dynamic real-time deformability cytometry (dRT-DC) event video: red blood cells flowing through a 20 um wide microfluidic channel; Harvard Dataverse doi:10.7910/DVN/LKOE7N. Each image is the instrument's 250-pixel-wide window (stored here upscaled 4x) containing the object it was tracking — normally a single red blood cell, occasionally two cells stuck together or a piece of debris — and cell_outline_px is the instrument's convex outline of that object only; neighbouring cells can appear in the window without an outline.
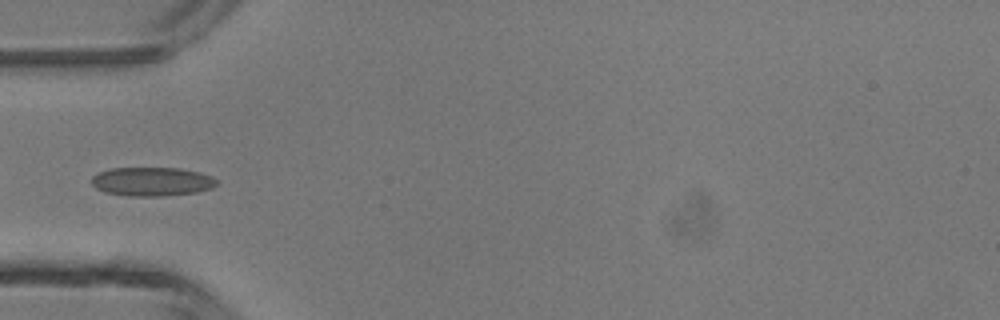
{"species": "common noctule bat (a hibernating species)", "species_latin": "Nyctalus noctula", "temperature_condition": "room temperature", "stored_images_in_passage": 33, "camera_frame_rate_fps": 3000, "um_per_image_px": 0.085, "animal": {"sex": "male", "body_mass_g": 13.3}, "frame": {"image": 1, "passage_image": 1, "time_ms": 0.0, "image_size_px": [1000, 320], "cell_outline_px": [[220, 184], [212, 188], [196, 192], [160, 196], [128, 196], [104, 192], [96, 188], [92, 184], [92, 176], [100, 172], [112, 168], [180, 168], [200, 172], [212, 176], [220, 180]], "centroid_in_image_um": [12.97, 15.43], "position_along_channel_um": 72.0, "area_um2": 21.21}}
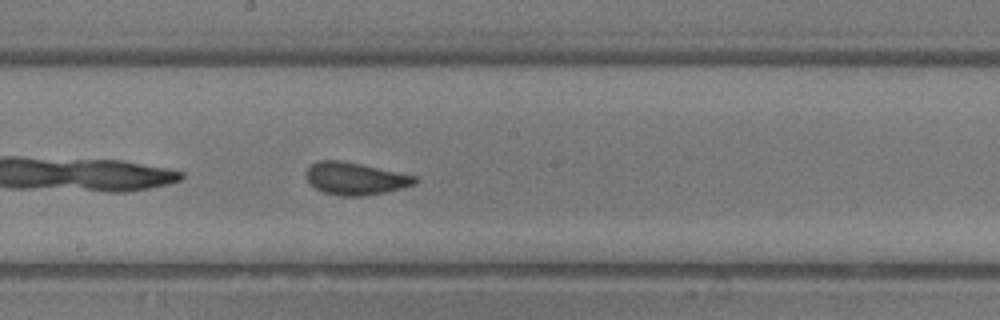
{"frame": {"image": 2, "passage_image": 11, "time_ms": 3.333, "image_size_px": [1000, 320], "cell_outline_px": [[420, 180], [416, 184], [384, 192], [364, 196], [340, 196], [324, 192], [316, 188], [304, 176], [308, 168], [316, 160], [340, 160], [360, 164], [416, 176]], "centroid_in_image_um": [30.19, 15.18], "position_along_channel_um": 218.0, "area_um2": 20.4}}
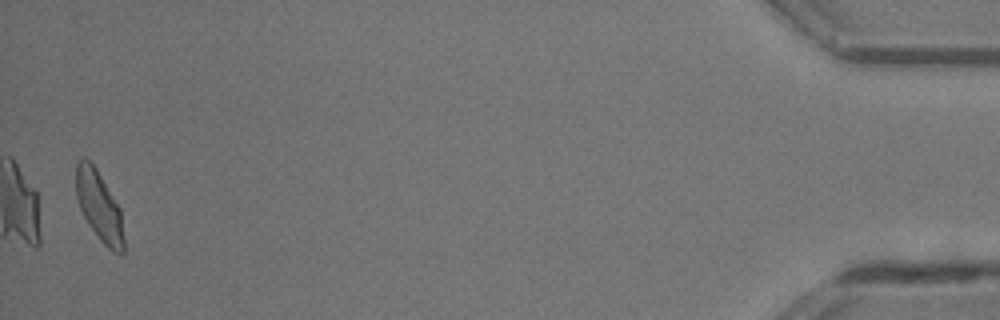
{"frame": {"image": 3, "passage_image": 32, "time_ms": 10.333, "image_size_px": [1000, 320], "cell_outline_px": [[124, 252], [120, 256], [112, 252], [100, 240], [88, 224], [80, 208], [76, 196], [76, 164], [84, 156], [96, 168], [120, 208], [124, 240]], "centroid_in_image_um": [8.44, 17.57], "position_along_channel_um": 426.8, "area_um2": 19.42}}